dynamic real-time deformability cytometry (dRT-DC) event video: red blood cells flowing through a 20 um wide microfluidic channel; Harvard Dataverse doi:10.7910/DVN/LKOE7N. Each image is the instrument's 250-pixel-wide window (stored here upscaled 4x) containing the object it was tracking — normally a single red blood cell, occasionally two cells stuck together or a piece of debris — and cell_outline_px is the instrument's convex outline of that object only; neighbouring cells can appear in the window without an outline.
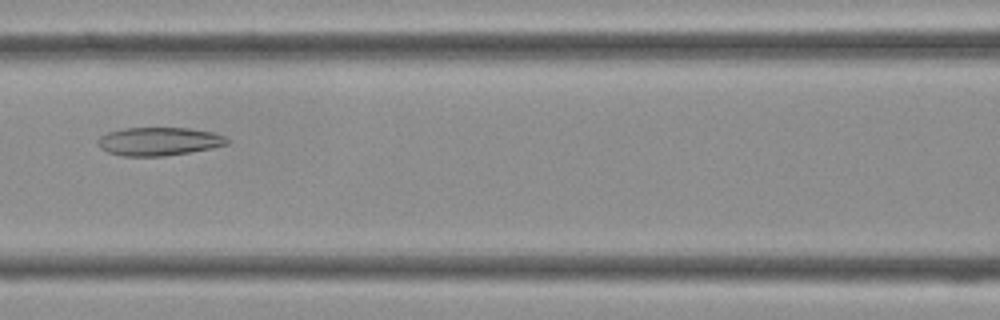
{"species": "Egyptian fruit bat (a non-hibernating species)", "species_latin": "Rousettus aegyptiacus", "temperature_condition": "cold", "stored_images_in_passage": 42, "camera_frame_rate_fps": 3000, "um_per_image_px": 0.085, "frame": {"image": 1, "passage_image": 18, "time_ms": 5.667, "image_size_px": [1000, 320], "cell_outline_px": [[232, 140], [228, 144], [212, 148], [164, 156], [124, 156], [108, 152], [100, 148], [96, 144], [96, 140], [100, 136], [108, 132], [124, 128], [188, 128], [212, 132], [224, 136]], "centroid_in_image_um": [13.49, 12.02], "position_along_channel_um": 153.1, "area_um2": 21.39}}
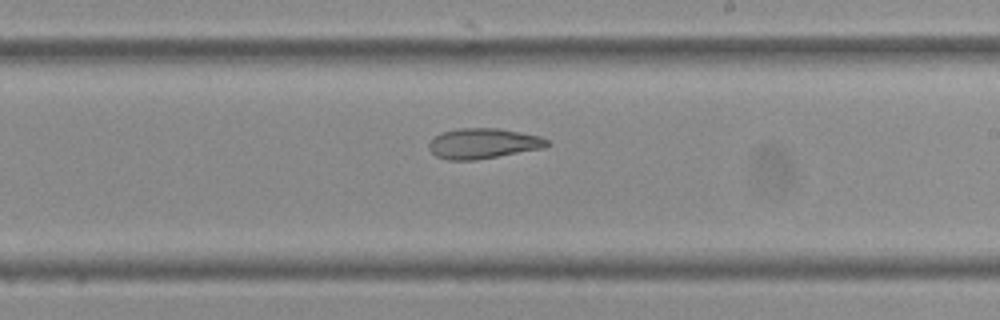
{"frame": {"image": 2, "passage_image": 24, "time_ms": 7.667, "image_size_px": [1000, 320], "cell_outline_px": [[552, 144], [544, 148], [476, 160], [448, 160], [436, 156], [428, 148], [428, 144], [432, 136], [440, 132], [456, 128], [496, 128], [520, 132], [540, 136], [548, 140]], "centroid_in_image_um": [41.04, 12.19], "position_along_channel_um": 248.0, "area_um2": 21.15}}
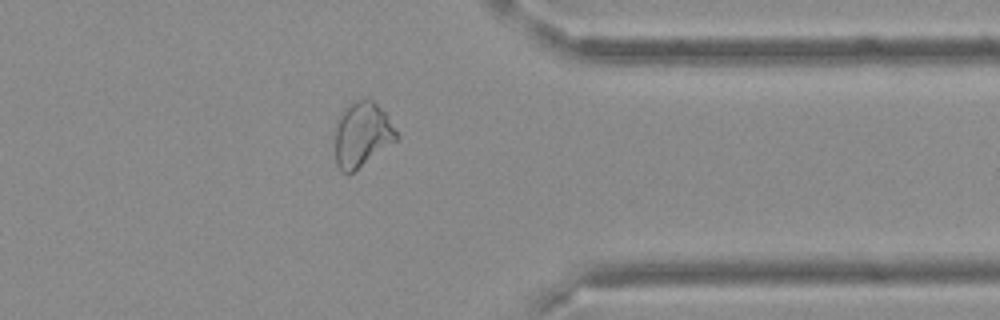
{"frame": {"image": 3, "passage_image": 33, "time_ms": 10.667, "image_size_px": [1000, 320], "cell_outline_px": [[400, 136], [396, 140], [352, 172], [344, 172], [336, 164], [336, 120], [344, 108], [348, 104], [360, 100], [372, 100], [384, 112]], "centroid_in_image_um": [30.76, 11.41], "position_along_channel_um": 380.6, "area_um2": 22.54}}